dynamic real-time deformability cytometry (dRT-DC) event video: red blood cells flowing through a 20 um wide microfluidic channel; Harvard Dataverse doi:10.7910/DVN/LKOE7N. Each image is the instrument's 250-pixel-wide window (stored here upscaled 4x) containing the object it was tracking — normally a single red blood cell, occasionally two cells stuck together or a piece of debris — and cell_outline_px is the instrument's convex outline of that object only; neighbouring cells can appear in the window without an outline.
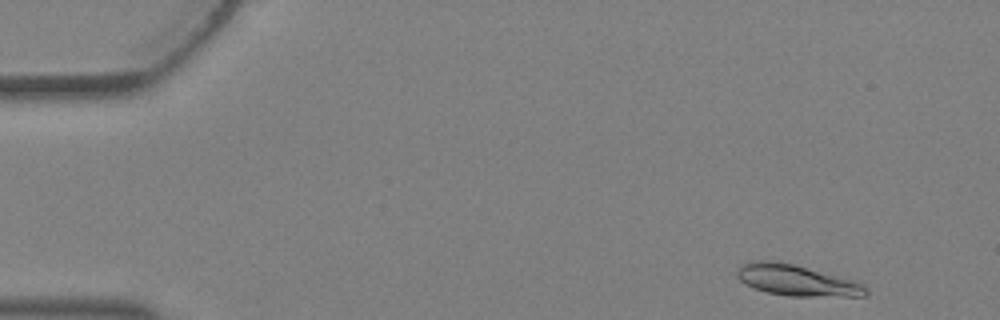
{"species": "Egyptian fruit bat (a non-hibernating species)", "species_latin": "Rousettus aegyptiacus", "temperature_condition": "warm", "stored_images_in_passage": 4, "camera_frame_rate_fps": 3000, "um_per_image_px": 0.085, "animal": {"sex": "female"}, "frame": {"image": 1, "passage_image": 1, "time_ms": 0.0, "image_size_px": [1000, 320], "cell_outline_px": [[868, 292], [864, 296], [788, 296], [768, 292], [752, 288], [744, 284], [736, 276], [736, 272], [744, 264], [752, 260], [768, 260], [796, 264], [856, 280], [864, 284], [868, 288]], "centroid_in_image_um": [67.75, 23.82], "position_along_channel_um": 17.3, "area_um2": 23.58}}